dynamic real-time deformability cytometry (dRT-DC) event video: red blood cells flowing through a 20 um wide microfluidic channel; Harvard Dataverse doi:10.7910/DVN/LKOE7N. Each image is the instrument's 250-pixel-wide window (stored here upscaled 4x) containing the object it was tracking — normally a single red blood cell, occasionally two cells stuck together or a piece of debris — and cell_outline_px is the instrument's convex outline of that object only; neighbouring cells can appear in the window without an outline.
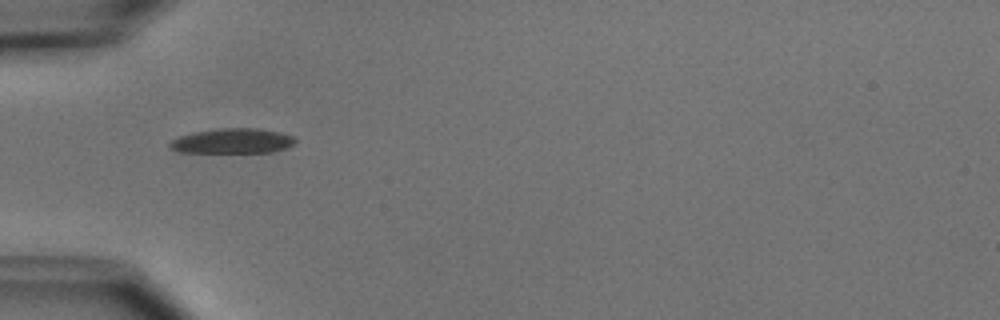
{"species": "common noctule bat (a hibernating species)", "species_latin": "Nyctalus noctula", "temperature_condition": "cold", "stored_images_in_passage": 37, "camera_frame_rate_fps": 3000, "um_per_image_px": 0.085, "animal": {"sex": "male", "body_mass_g": 15.6}, "frame": {"image": 1, "passage_image": 1, "time_ms": 0.0, "image_size_px": [1000, 320], "cell_outline_px": [[296, 140], [288, 148], [272, 152], [176, 152], [168, 148], [168, 144], [172, 140], [180, 136], [192, 132], [220, 128], [260, 128], [280, 132], [292, 136]], "centroid_in_image_um": [19.74, 11.98], "position_along_channel_um": 65.3, "area_um2": 18.38}}
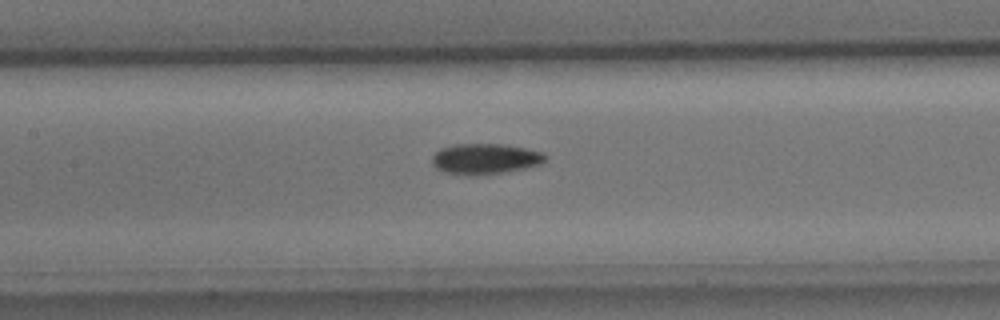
{"frame": {"image": 2, "passage_image": 9, "time_ms": 2.667, "image_size_px": [1000, 320], "cell_outline_px": [[548, 160], [540, 164], [524, 168], [504, 172], [472, 176], [468, 176], [444, 172], [436, 168], [432, 164], [432, 156], [440, 148], [456, 144], [504, 144], [544, 152], [548, 156]], "centroid_in_image_um": [41.25, 13.5], "position_along_channel_um": 166.2, "area_um2": 20.4}}
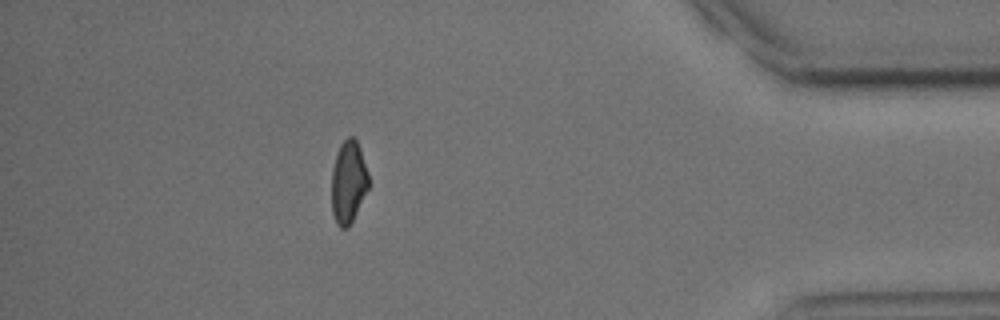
{"frame": {"image": 3, "passage_image": 31, "time_ms": 10.0, "image_size_px": [1000, 320], "cell_outline_px": [[368, 188], [348, 228], [340, 228], [336, 224], [332, 212], [332, 168], [336, 152], [340, 144], [348, 136], [352, 136], [356, 140], [360, 148], [368, 172]], "centroid_in_image_um": [29.59, 15.45], "position_along_channel_um": 405.6, "area_um2": 17.74}, "authors_computed_cell_mechanics": {"area_um2": 19.1896, "velocity_mm_per_s": 3.8123, "shape_relaxation_time_tau1_ms": 4.1807, "shape_relaxation_time_tau2_ms": 10.6295, "deformation_change_tau1": 0.1188, "deformation_change_tau2": 0.1698}}